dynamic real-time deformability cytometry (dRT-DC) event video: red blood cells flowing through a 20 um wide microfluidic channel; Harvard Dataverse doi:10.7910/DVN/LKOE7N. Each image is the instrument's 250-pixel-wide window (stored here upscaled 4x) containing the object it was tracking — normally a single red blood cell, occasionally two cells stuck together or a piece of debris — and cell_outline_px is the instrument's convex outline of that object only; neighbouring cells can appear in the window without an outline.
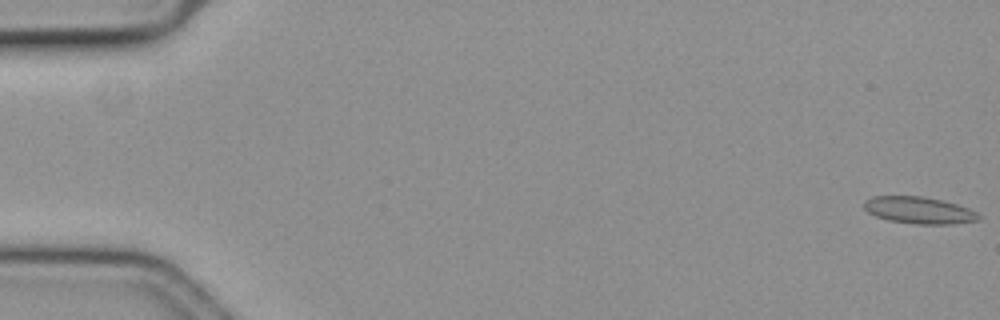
{"species": "common noctule bat (a hibernating species)", "species_latin": "Nyctalus noctula", "temperature_condition": "cold", "stored_images_in_passage": 58, "camera_frame_rate_fps": 3000, "um_per_image_px": 0.085, "animal": {"sex": "female", "body_mass_g": 19.3, "forearm_length_mm": 54.1}, "frame": {"image": 1, "passage_image": 1, "time_ms": 0.0, "image_size_px": [1000, 320], "cell_outline_px": [[980, 220], [956, 224], [916, 224], [888, 220], [876, 216], [868, 212], [864, 208], [864, 200], [872, 196], [920, 196], [944, 200], [968, 208], [976, 212], [980, 216]], "centroid_in_image_um": [78.12, 17.87], "position_along_channel_um": 6.9, "area_um2": 18.03}}
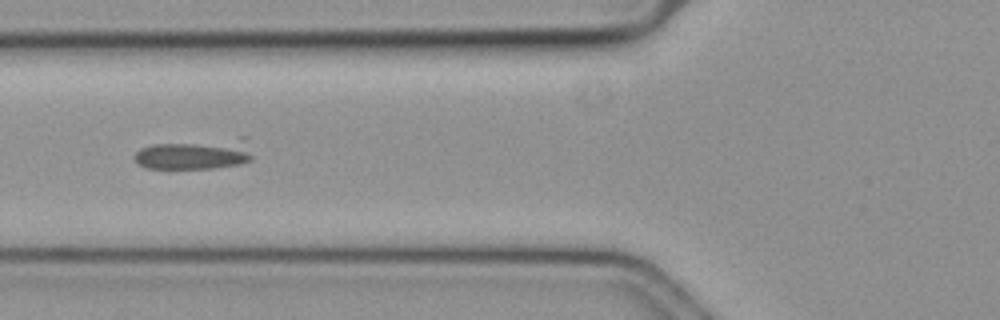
{"frame": {"image": 2, "passage_image": 23, "time_ms": 7.333, "image_size_px": [1000, 320], "cell_outline_px": [[252, 160], [240, 164], [212, 168], [144, 168], [136, 160], [136, 152], [140, 148], [156, 144], [240, 136], [248, 136], [252, 156]], "centroid_in_image_um": [16.71, 13.06], "position_along_channel_um": 109.1, "area_um2": 21.39}}
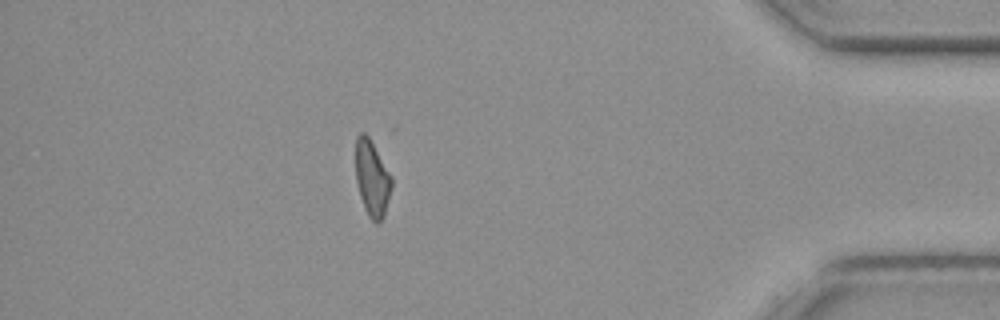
{"frame": {"image": 3, "passage_image": 51, "time_ms": 16.667, "image_size_px": [1000, 320], "cell_outline_px": [[392, 188], [384, 216], [376, 224], [368, 216], [364, 208], [360, 196], [356, 180], [356, 136], [360, 132], [364, 132], [368, 136], [392, 176]], "centroid_in_image_um": [31.63, 15.17], "position_along_channel_um": 403.6, "area_um2": 15.9}}